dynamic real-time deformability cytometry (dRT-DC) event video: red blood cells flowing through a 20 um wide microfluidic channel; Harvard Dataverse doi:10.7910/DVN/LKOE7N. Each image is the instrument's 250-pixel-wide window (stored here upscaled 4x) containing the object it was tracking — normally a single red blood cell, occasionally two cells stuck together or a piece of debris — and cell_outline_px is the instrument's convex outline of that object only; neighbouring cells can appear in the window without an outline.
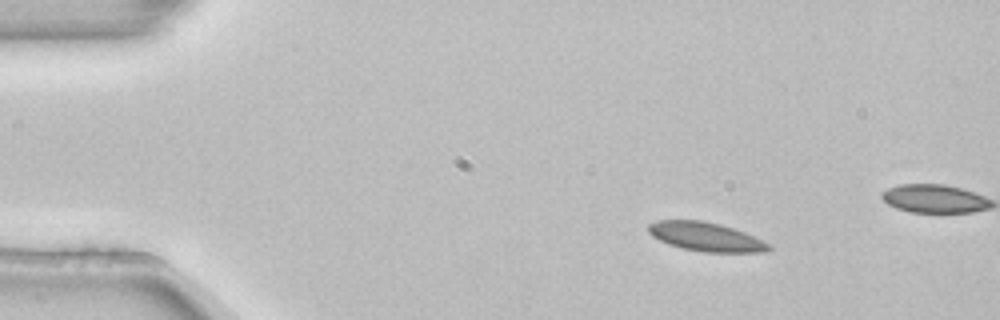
{"species": "common noctule bat (a hibernating species)", "species_latin": "Nyctalus noctula", "temperature_condition": "room temperature", "stored_images_in_passage": 3, "camera_frame_rate_fps": 3000, "um_per_image_px": 0.085, "animal": {"sex": "female", "body_mass_g": 22.7, "forearm_length_mm": 54.2}, "frame": {"image": 1, "passage_image": 1, "time_ms": 0.0, "image_size_px": [1000, 320], "cell_outline_px": [[772, 248], [764, 252], [704, 252], [684, 248], [668, 244], [652, 236], [648, 232], [648, 224], [656, 220], [700, 220], [720, 224], [744, 232], [768, 244]], "centroid_in_image_um": [59.94, 20.12], "position_along_channel_um": 25.1, "area_um2": 20.0}}